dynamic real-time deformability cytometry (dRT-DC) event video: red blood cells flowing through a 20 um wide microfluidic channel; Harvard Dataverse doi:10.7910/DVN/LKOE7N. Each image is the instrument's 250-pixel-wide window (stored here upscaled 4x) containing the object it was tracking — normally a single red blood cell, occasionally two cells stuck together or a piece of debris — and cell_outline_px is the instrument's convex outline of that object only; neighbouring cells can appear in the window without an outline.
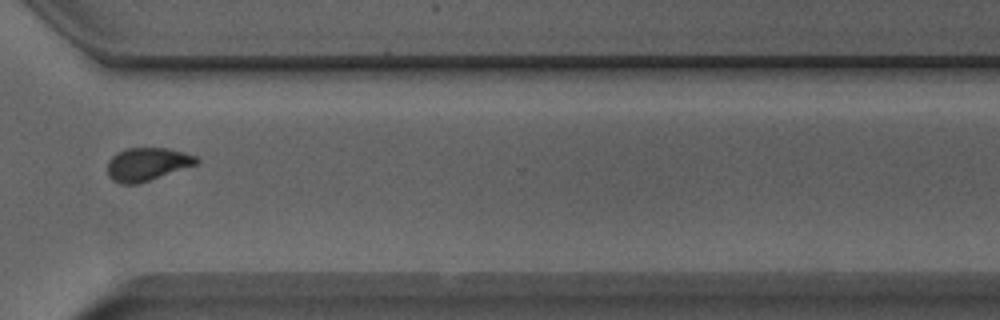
{"species": "Egyptian fruit bat (a non-hibernating species)", "species_latin": "Rousettus aegyptiacus", "temperature_condition": "room temperature", "stored_images_in_passage": 33, "camera_frame_rate_fps": 3000, "um_per_image_px": 0.085, "animal": {"sex": "male"}, "frame": {"image": 1, "passage_image": 24, "time_ms": 7.667, "image_size_px": [1000, 320], "cell_outline_px": [[200, 164], [136, 184], [120, 184], [112, 180], [108, 176], [108, 160], [116, 152], [124, 148], [168, 148], [184, 152], [196, 156], [200, 160]], "centroid_in_image_um": [12.53, 13.95], "position_along_channel_um": 358.1, "area_um2": 17.4}, "authors_computed_cell_mechanics": {"area_um2": 17.4556, "velocity_mm_per_s": 3.9449, "shape_relaxation_time_tau1_ms": 6.822, "shape_relaxation_time_tau2_ms": 1.6573, "deformation_change_tau1": 0.1633, "deformation_change_tau2": 0.0776}}